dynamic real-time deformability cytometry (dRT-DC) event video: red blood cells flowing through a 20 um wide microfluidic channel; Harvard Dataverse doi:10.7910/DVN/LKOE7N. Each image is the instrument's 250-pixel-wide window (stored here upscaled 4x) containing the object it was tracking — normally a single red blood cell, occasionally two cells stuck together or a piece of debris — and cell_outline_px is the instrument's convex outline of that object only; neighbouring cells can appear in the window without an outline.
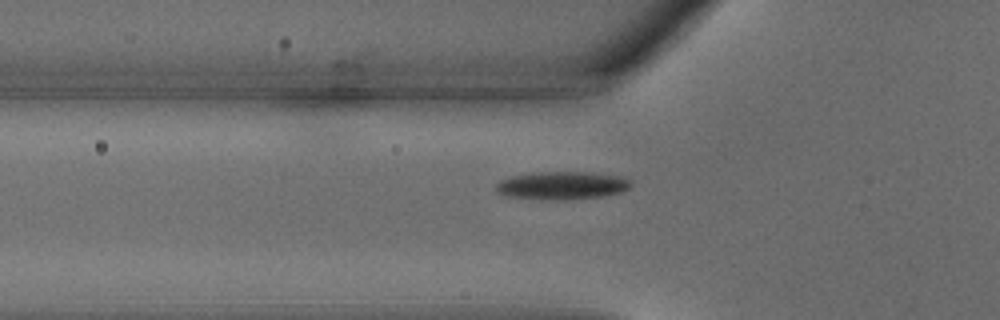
{"species": "common noctule bat (a hibernating species)", "species_latin": "Nyctalus noctula", "temperature_condition": "warm", "stored_images_in_passage": 26, "camera_frame_rate_fps": 3000, "um_per_image_px": 0.085, "animal": {"sex": "male", "body_mass_g": 18.8}, "frame": {"image": 1, "passage_image": 6, "time_ms": 1.667, "image_size_px": [1000, 320], "cell_outline_px": [[632, 184], [628, 188], [620, 192], [604, 196], [564, 200], [544, 200], [508, 196], [496, 192], [496, 184], [500, 180], [512, 176], [532, 172], [596, 172], [620, 176], [628, 180]], "centroid_in_image_um": [47.75, 15.76], "position_along_channel_um": 78.0, "area_um2": 22.14}}
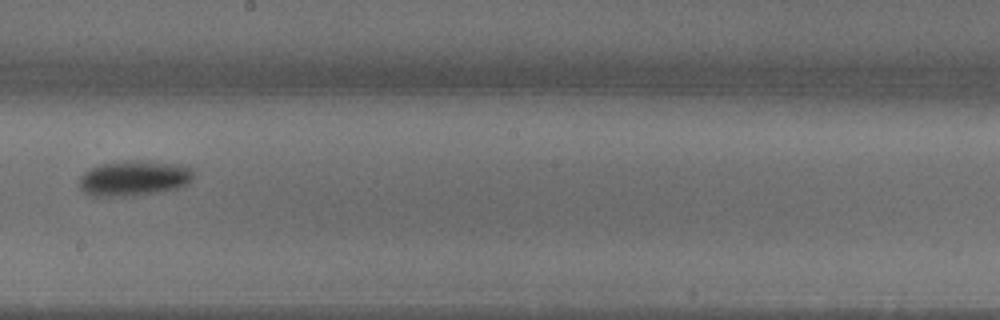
{"frame": {"image": 2, "passage_image": 14, "time_ms": 4.333, "image_size_px": [1000, 320], "cell_outline_px": [[192, 180], [188, 184], [176, 188], [160, 192], [132, 196], [92, 196], [84, 192], [80, 188], [80, 176], [84, 172], [92, 168], [104, 164], [132, 160], [184, 164], [192, 168]], "centroid_in_image_um": [11.42, 15.15], "position_along_channel_um": 236.8, "area_um2": 23.47}}
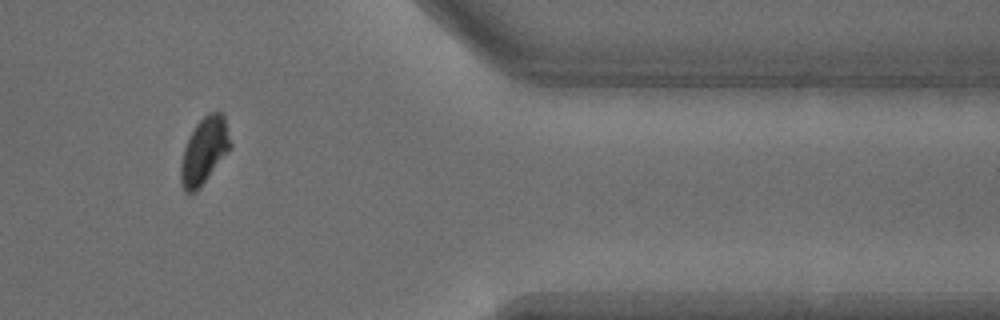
{"frame": {"image": 3, "passage_image": 23, "time_ms": 7.333, "image_size_px": [1000, 320], "cell_outline_px": [[232, 144], [228, 152], [196, 192], [184, 192], [180, 180], [180, 164], [184, 148], [196, 124], [208, 112], [220, 112], [224, 116]], "centroid_in_image_um": [17.36, 12.82], "position_along_channel_um": 394.0, "area_um2": 19.02}}